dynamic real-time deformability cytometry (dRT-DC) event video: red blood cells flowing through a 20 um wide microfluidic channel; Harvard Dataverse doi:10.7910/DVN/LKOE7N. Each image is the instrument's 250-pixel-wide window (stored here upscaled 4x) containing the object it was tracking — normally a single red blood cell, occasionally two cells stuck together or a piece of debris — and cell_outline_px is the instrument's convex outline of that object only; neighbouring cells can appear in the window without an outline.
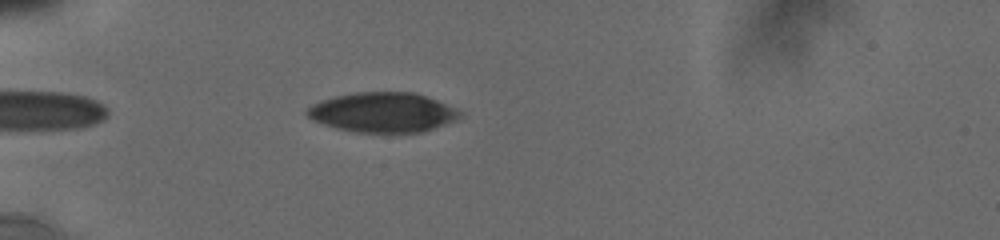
{"species": "human", "species_latin": "Homo sapiens", "temperature_condition": "cold", "stored_images_in_passage": 15, "camera_frame_rate_fps": 3000, "um_per_image_px": 0.085, "donor": {"sex": "male"}, "frame": {"image": 1, "passage_image": 9, "time_ms": 1.333, "image_size_px": [1000, 240], "cell_outline_px": [[460, 116], [456, 120], [424, 132], [356, 132], [336, 128], [312, 120], [304, 112], [304, 108], [320, 100], [352, 92], [416, 92], [456, 108], [460, 112]], "centroid_in_image_um": [32.5, 9.54], "position_along_channel_um": 52.5, "area_um2": 35.55}}